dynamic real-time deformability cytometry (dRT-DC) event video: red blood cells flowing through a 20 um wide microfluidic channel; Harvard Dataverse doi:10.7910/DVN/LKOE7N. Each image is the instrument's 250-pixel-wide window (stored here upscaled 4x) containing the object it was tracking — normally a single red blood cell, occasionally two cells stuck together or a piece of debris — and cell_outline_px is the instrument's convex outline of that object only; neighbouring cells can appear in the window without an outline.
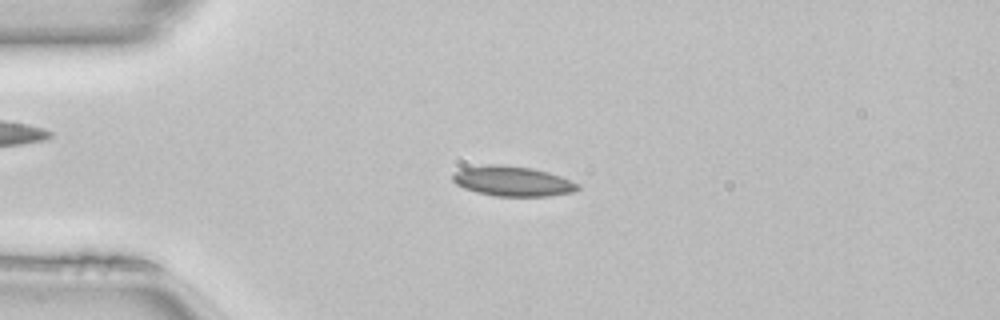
{"species": "common noctule bat (a hibernating species)", "species_latin": "Nyctalus noctula", "temperature_condition": "room temperature", "stored_images_in_passage": 49, "camera_frame_rate_fps": 3000, "um_per_image_px": 0.085, "animal": {"sex": "female", "body_mass_g": 22.7, "forearm_length_mm": 54.2}, "frame": {"image": 1, "passage_image": 11, "time_ms": 3.333, "image_size_px": [1000, 320], "cell_outline_px": [[580, 188], [576, 192], [548, 196], [496, 196], [476, 192], [464, 188], [456, 184], [452, 180], [452, 172], [464, 168], [488, 164], [500, 164], [532, 168], [548, 172], [560, 176], [580, 184]], "centroid_in_image_um": [43.58, 15.4], "position_along_channel_um": 41.4, "area_um2": 22.02}}
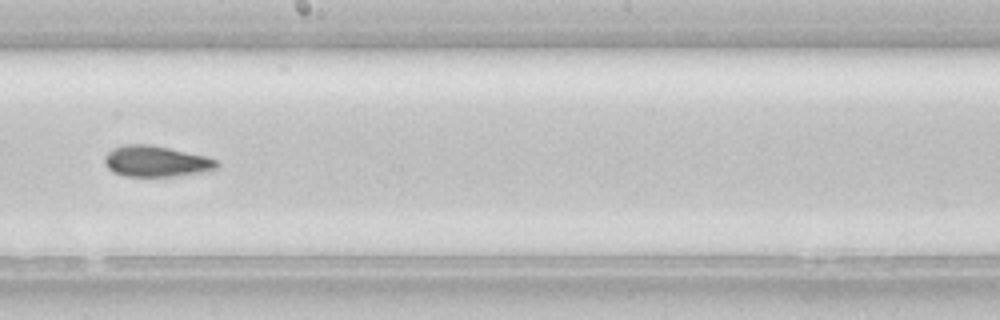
{"frame": {"image": 2, "passage_image": 27, "time_ms": 8.667, "image_size_px": [1000, 320], "cell_outline_px": [[220, 164], [212, 172], [176, 176], [124, 176], [112, 172], [104, 164], [104, 156], [112, 148], [124, 144], [152, 144], [208, 156], [216, 160]], "centroid_in_image_um": [13.3, 13.71], "position_along_channel_um": 234.9, "area_um2": 20.81}}
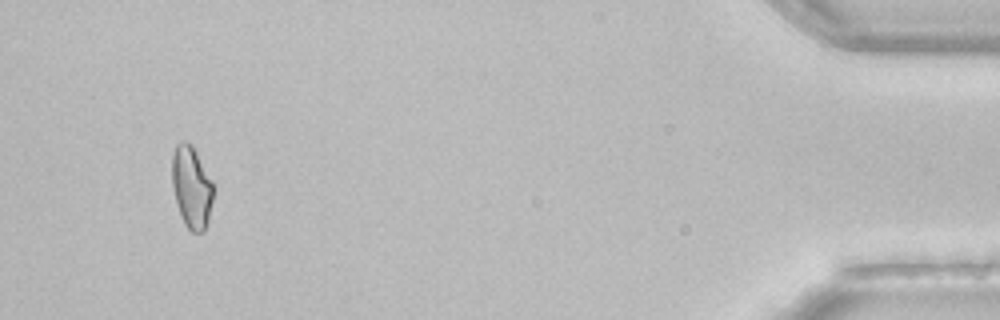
{"frame": {"image": 3, "passage_image": 46, "time_ms": 15.0, "image_size_px": [1000, 320], "cell_outline_px": [[212, 200], [208, 220], [204, 232], [192, 232], [184, 224], [180, 216], [172, 184], [172, 152], [176, 144], [184, 140], [192, 144], [212, 184]], "centroid_in_image_um": [16.25, 15.91], "position_along_channel_um": 419.0, "area_um2": 19.42}, "authors_computed_cell_mechanics": {"area_um2": 20.7502, "velocity_mm_per_s": 4.1205, "shape_relaxation_time_tau1_ms": null, "shape_relaxation_time_tau2_ms": 2.0606, "deformation_change_tau1": null, "deformation_change_tau2": 0.0643}}